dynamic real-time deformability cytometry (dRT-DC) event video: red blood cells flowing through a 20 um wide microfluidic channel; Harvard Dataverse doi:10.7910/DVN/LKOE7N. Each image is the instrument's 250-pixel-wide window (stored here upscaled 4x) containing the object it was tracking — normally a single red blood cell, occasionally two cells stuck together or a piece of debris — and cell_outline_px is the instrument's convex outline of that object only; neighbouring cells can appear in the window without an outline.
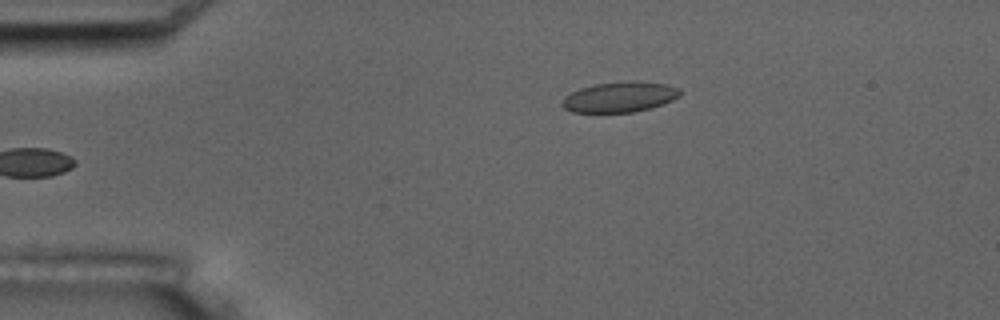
{"species": "common noctule bat (a hibernating species)", "species_latin": "Nyctalus noctula", "temperature_condition": "room temperature", "stored_images_in_passage": 5, "camera_frame_rate_fps": 3000, "um_per_image_px": 0.085, "animal": {"sex": "male", "body_mass_g": 17.5, "forearm_length_mm": 52.3}, "frame": {"image": 1, "passage_image": 5, "time_ms": 5.667, "image_size_px": [1000, 320], "cell_outline_px": [[680, 96], [664, 104], [652, 108], [632, 112], [572, 112], [564, 108], [560, 104], [564, 96], [580, 88], [596, 84], [632, 80], [668, 84], [680, 88]], "centroid_in_image_um": [52.7, 8.24], "position_along_channel_um": 32.3, "area_um2": 21.04}}